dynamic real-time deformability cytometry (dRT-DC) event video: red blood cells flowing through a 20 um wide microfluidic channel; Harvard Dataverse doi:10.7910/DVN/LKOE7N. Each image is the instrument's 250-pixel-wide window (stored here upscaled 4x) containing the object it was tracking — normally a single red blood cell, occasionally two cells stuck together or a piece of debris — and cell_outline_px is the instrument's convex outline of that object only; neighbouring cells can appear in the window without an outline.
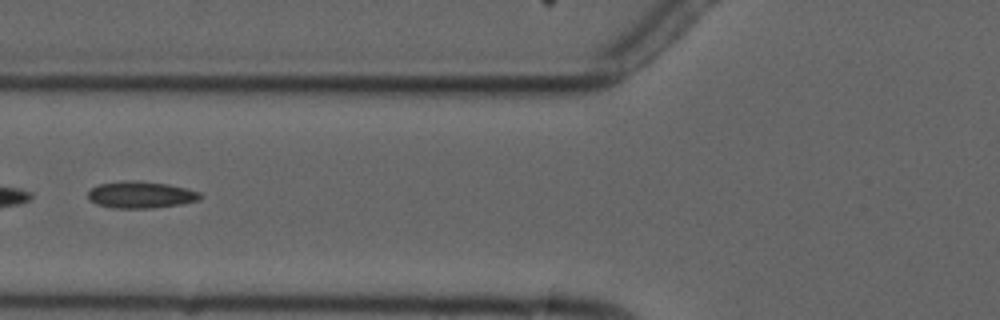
{"species": "common noctule bat (a hibernating species)", "species_latin": "Nyctalus noctula", "temperature_condition": "cold", "stored_images_in_passage": 6, "camera_frame_rate_fps": 3000, "um_per_image_px": 0.085, "animal": {"sex": "male", "forearm_length_mm": 52.5}, "frame": {"image": 1, "passage_image": 2, "time_ms": 1.333, "image_size_px": [1000, 320], "cell_outline_px": [[200, 200], [180, 204], [152, 208], [112, 208], [96, 204], [88, 200], [88, 192], [92, 188], [100, 184], [124, 180], [136, 180], [168, 184], [200, 192]], "centroid_in_image_um": [11.93, 16.55], "position_along_channel_um": 113.9, "area_um2": 17.51}}
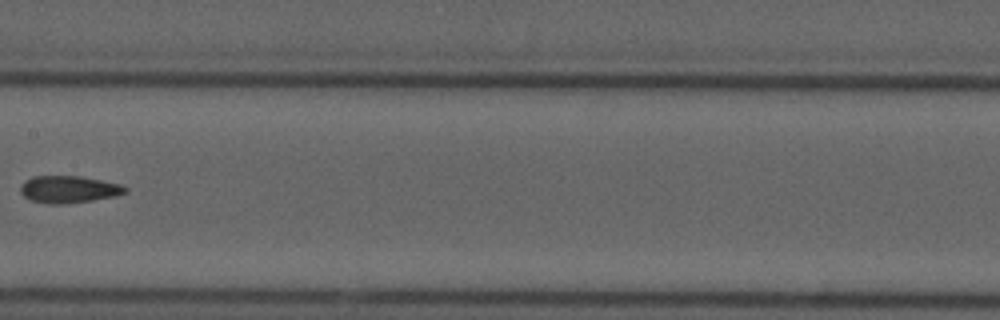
{"frame": {"image": 2, "passage_image": 4, "time_ms": 3.667, "image_size_px": [1000, 320], "cell_outline_px": [[128, 192], [116, 196], [92, 200], [64, 204], [48, 204], [32, 200], [24, 196], [20, 192], [20, 184], [24, 180], [32, 176], [80, 176], [120, 184], [128, 188]], "centroid_in_image_um": [5.83, 16.09], "position_along_channel_um": 201.6, "area_um2": 16.65}}
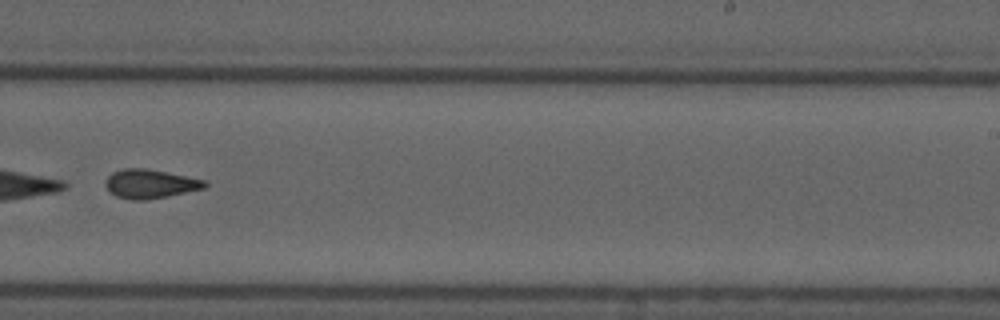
{"frame": {"image": 3, "passage_image": 6, "time_ms": 5.667, "image_size_px": [1000, 320], "cell_outline_px": [[208, 184], [204, 188], [168, 196], [144, 200], [132, 200], [116, 196], [104, 184], [108, 176], [112, 172], [124, 168], [144, 168], [208, 180]], "centroid_in_image_um": [12.78, 15.62], "position_along_channel_um": 276.2, "area_um2": 16.65}}